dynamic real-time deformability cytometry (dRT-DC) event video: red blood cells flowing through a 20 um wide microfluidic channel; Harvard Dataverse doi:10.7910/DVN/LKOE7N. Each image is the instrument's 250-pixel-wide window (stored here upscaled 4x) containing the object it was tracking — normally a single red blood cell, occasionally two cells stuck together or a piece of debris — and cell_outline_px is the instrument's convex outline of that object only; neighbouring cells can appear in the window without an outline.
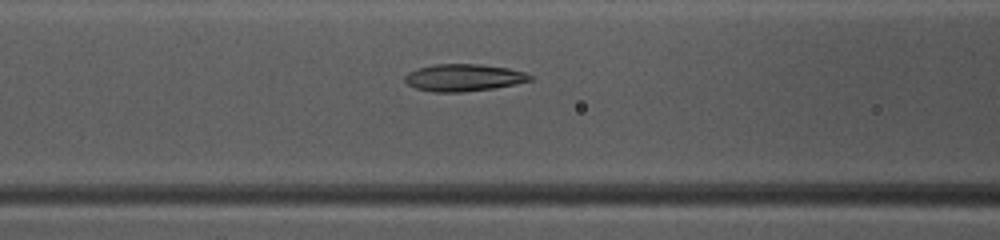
{"species": "common noctule bat (a hibernating species)", "species_latin": "Nyctalus noctula", "temperature_condition": "warm", "stored_images_in_passage": 48, "camera_frame_rate_fps": 3000, "um_per_image_px": 0.085, "animal": {"sex": "female", "body_mass_g": 10.0, "forearm_length_mm": 53.1}, "frame": {"image": 1, "passage_image": 20, "time_ms": 6.333, "image_size_px": [1000, 240], "cell_outline_px": [[532, 80], [516, 84], [492, 88], [460, 92], [432, 92], [416, 88], [408, 84], [404, 80], [404, 76], [408, 72], [416, 68], [436, 64], [480, 64], [508, 68], [524, 72], [532, 76]], "centroid_in_image_um": [39.38, 6.59], "position_along_channel_um": 127.2, "area_um2": 19.77}}
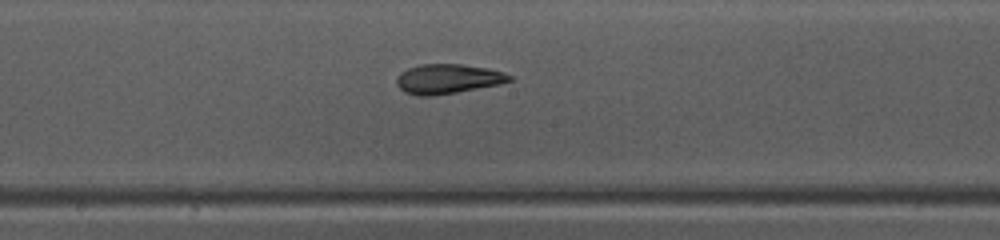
{"frame": {"image": 2, "passage_image": 26, "time_ms": 8.333, "image_size_px": [1000, 240], "cell_outline_px": [[512, 80], [500, 84], [456, 92], [432, 96], [416, 96], [404, 92], [396, 84], [396, 76], [400, 72], [408, 68], [420, 64], [460, 64], [488, 68], [504, 72], [512, 76]], "centroid_in_image_um": [38.03, 6.7], "position_along_channel_um": 210.2, "area_um2": 19.59}}
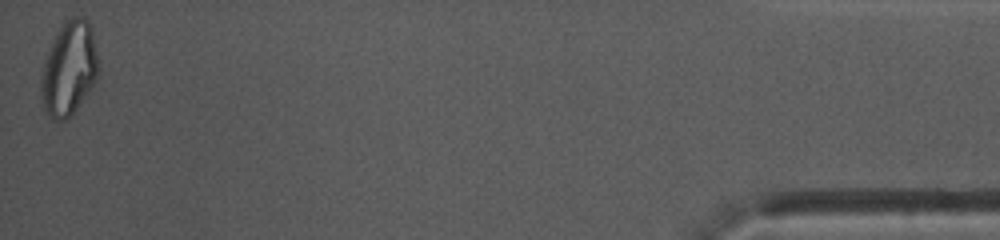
{"frame": {"image": 3, "passage_image": 48, "time_ms": 15.667, "image_size_px": [1000, 240], "cell_outline_px": [[100, 68], [96, 80], [92, 88], [76, 108], [64, 120], [56, 120], [48, 116], [44, 108], [40, 96], [40, 84], [44, 64], [48, 48], [56, 32], [64, 20], [72, 16], [80, 16], [88, 20], [92, 28], [100, 60]], "centroid_in_image_um": [5.89, 5.78], "position_along_channel_um": 429.3, "area_um2": 31.91}, "authors_computed_cell_mechanics": {"area_um2": 20.8369, "velocity_mm_per_s": 4.1319, "shape_relaxation_time_tau1_ms": 5.9025, "shape_relaxation_time_tau2_ms": 2.0096, "deformation_change_tau1": 0.1973, "deformation_change_tau2": 0.0828}}